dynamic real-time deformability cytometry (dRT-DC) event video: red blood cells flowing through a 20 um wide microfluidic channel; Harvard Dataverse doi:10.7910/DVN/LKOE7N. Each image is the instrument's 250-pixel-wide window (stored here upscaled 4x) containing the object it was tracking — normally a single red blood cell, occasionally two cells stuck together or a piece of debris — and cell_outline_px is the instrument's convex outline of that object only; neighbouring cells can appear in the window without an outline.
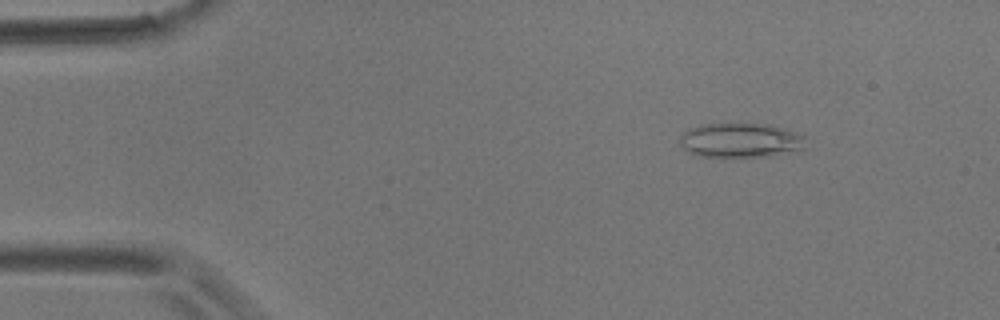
{"species": "common noctule bat (a hibernating species)", "species_latin": "Nyctalus noctula", "temperature_condition": "room temperature", "stored_images_in_passage": 7, "camera_frame_rate_fps": 3000, "um_per_image_px": 0.085, "animal": {"sex": "male", "body_mass_g": 17.9}, "frame": {"image": 1, "passage_image": 1, "time_ms": 0.0, "image_size_px": [1000, 320], "cell_outline_px": [[804, 148], [800, 152], [764, 156], [696, 156], [688, 152], [680, 144], [680, 132], [688, 128], [700, 124], [768, 124], [804, 136]], "centroid_in_image_um": [62.9, 11.93], "position_along_channel_um": 22.1, "area_um2": 25.32}}
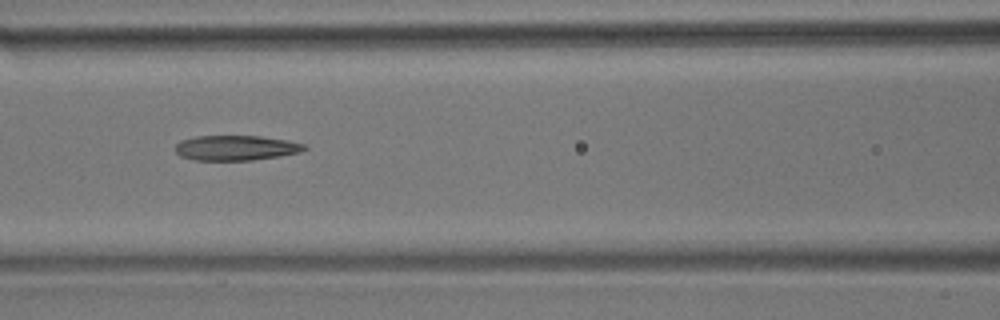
{"frame": {"image": 2, "passage_image": 6, "time_ms": 5.667, "image_size_px": [1000, 320], "cell_outline_px": [[308, 148], [300, 152], [280, 156], [252, 160], [192, 160], [180, 156], [176, 152], [176, 144], [180, 140], [196, 136], [260, 136], [288, 140], [304, 144]], "centroid_in_image_um": [20.05, 12.57], "position_along_channel_um": 146.6, "area_um2": 18.9}}
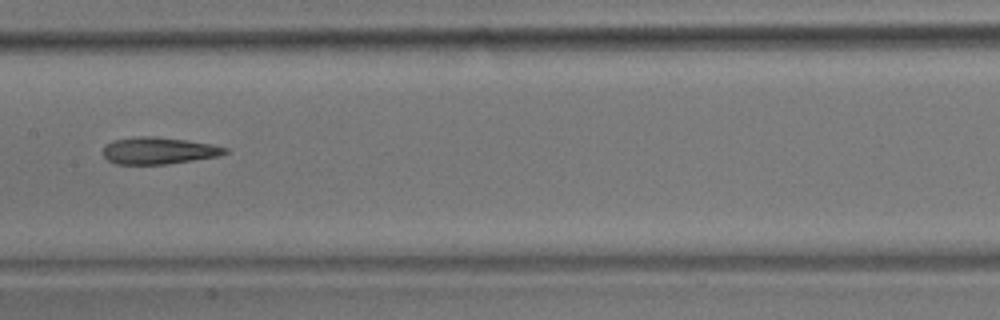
{"frame": {"image": 3, "passage_image": 7, "time_ms": 7.0, "image_size_px": [1000, 320], "cell_outline_px": [[228, 152], [216, 156], [168, 164], [116, 164], [108, 160], [104, 156], [104, 144], [112, 140], [136, 136], [156, 136], [188, 140], [212, 144], [228, 148]], "centroid_in_image_um": [13.45, 12.79], "position_along_channel_um": 193.9, "area_um2": 19.19}}